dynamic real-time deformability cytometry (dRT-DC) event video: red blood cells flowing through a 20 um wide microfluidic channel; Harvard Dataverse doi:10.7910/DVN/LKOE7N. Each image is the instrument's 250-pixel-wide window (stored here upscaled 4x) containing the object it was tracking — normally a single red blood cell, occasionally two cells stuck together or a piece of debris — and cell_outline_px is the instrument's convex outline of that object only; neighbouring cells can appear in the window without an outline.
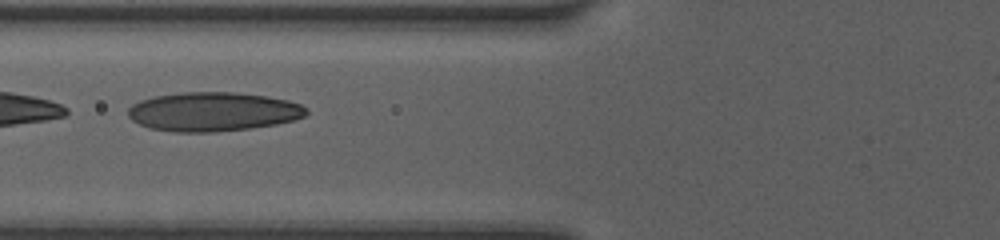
{"species": "human", "species_latin": "Homo sapiens", "temperature_condition": "room temperature", "stored_images_in_passage": 13, "camera_frame_rate_fps": 3000, "um_per_image_px": 0.085, "donor": {"sex": "female"}, "frame": {"image": 1, "passage_image": 8, "time_ms": 6.0, "image_size_px": [1000, 240], "cell_outline_px": [[308, 112], [304, 116], [292, 120], [276, 124], [248, 128], [212, 132], [176, 132], [152, 128], [140, 124], [132, 120], [128, 116], [128, 108], [132, 104], [140, 100], [152, 96], [184, 92], [232, 92], [268, 96], [288, 100], [300, 104], [308, 108]], "centroid_in_image_um": [18.1, 9.48], "position_along_channel_um": 107.7, "area_um2": 40.52}}
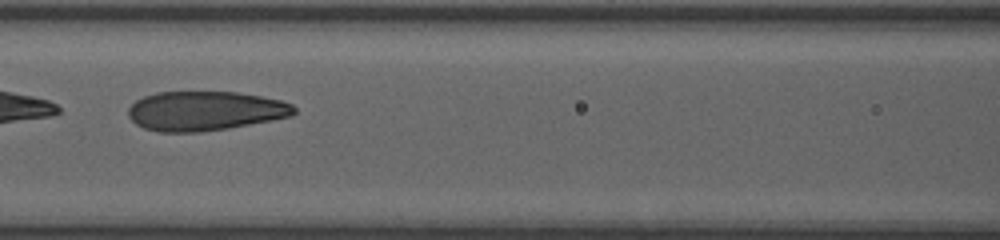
{"frame": {"image": 2, "passage_image": 10, "time_ms": 7.0, "image_size_px": [1000, 240], "cell_outline_px": [[296, 112], [292, 116], [272, 120], [228, 128], [200, 132], [160, 132], [144, 128], [136, 124], [128, 116], [128, 108], [136, 100], [144, 96], [156, 92], [236, 92], [260, 96], [280, 100], [292, 104], [296, 108]], "centroid_in_image_um": [17.42, 9.43], "position_along_channel_um": 149.2, "area_um2": 38.09}}
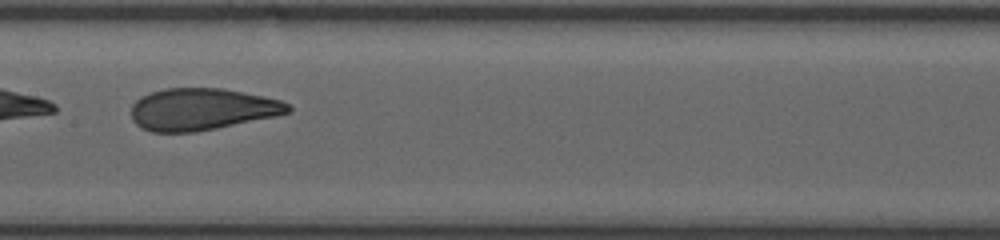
{"frame": {"image": 3, "passage_image": 12, "time_ms": 8.0, "image_size_px": [1000, 240], "cell_outline_px": [[292, 112], [276, 116], [216, 128], [192, 132], [152, 132], [136, 124], [132, 120], [132, 104], [140, 96], [164, 88], [224, 88], [264, 96], [280, 100], [288, 104], [292, 108]], "centroid_in_image_um": [17.17, 9.27], "position_along_channel_um": 190.2, "area_um2": 38.32}}